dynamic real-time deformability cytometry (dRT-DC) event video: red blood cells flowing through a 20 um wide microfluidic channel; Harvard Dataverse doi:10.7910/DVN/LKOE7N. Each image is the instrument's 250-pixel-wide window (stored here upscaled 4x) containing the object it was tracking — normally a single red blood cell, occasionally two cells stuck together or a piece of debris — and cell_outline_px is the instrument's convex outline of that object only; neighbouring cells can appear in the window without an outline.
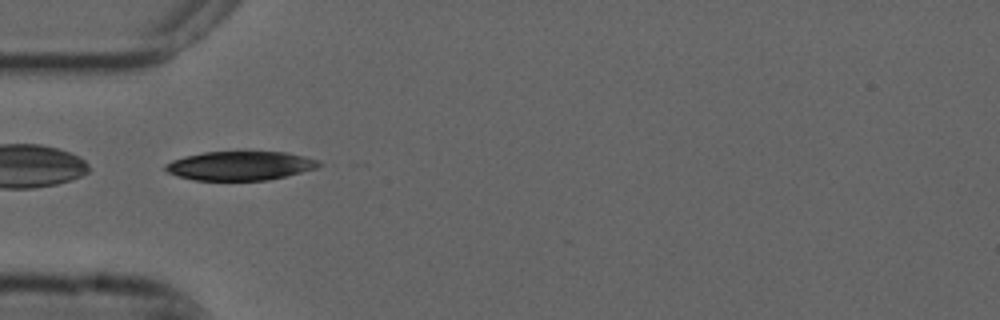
{"species": "common noctule bat (a hibernating species)", "species_latin": "Nyctalus noctula", "temperature_condition": "cold", "stored_images_in_passage": 12, "camera_frame_rate_fps": 3000, "um_per_image_px": 0.085, "animal": {"sex": "male", "forearm_length_mm": 52.5}, "frame": {"image": 1, "passage_image": 2, "time_ms": 0.333, "image_size_px": [1000, 320], "cell_outline_px": [[324, 164], [316, 168], [268, 180], [196, 180], [176, 176], [168, 172], [164, 168], [164, 164], [172, 160], [184, 156], [204, 152], [288, 152], [320, 160]], "centroid_in_image_um": [20.41, 14.08], "position_along_channel_um": 64.6, "area_um2": 25.95}}
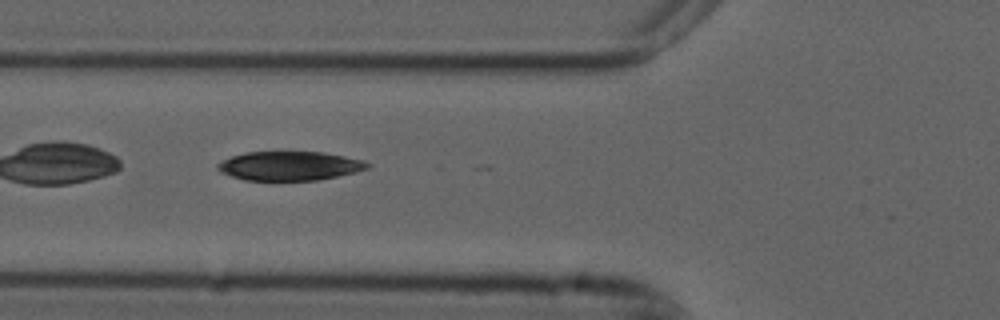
{"frame": {"image": 2, "passage_image": 5, "time_ms": 1.333, "image_size_px": [1000, 320], "cell_outline_px": [[372, 164], [368, 168], [356, 172], [316, 180], [244, 180], [220, 172], [216, 168], [216, 164], [232, 156], [244, 152], [324, 152], [364, 160]], "centroid_in_image_um": [24.62, 14.09], "position_along_channel_um": 101.2, "area_um2": 25.32}}